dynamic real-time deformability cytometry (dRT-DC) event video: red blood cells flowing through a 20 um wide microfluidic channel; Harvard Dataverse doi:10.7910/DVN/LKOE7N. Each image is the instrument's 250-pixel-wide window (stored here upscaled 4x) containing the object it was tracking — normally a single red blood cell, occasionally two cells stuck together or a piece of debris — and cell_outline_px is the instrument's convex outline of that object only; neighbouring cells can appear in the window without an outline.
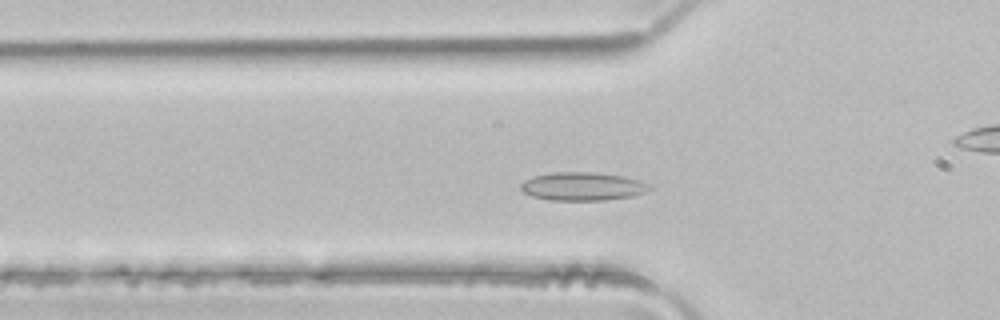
{"species": "common noctule bat (a hibernating species)", "species_latin": "Nyctalus noctula", "temperature_condition": "room temperature", "stored_images_in_passage": 46, "camera_frame_rate_fps": 3000, "um_per_image_px": 0.085, "animal": {"sex": "male", "body_mass_g": 21.5, "forearm_length_mm": 52.0}, "frame": {"image": 1, "passage_image": 12, "time_ms": 3.667, "image_size_px": [1000, 320], "cell_outline_px": [[652, 188], [644, 192], [632, 196], [604, 200], [548, 200], [532, 196], [524, 192], [520, 188], [520, 184], [524, 180], [532, 176], [556, 172], [592, 172], [624, 176], [648, 184]], "centroid_in_image_um": [49.47, 15.84], "position_along_channel_um": 76.3, "area_um2": 21.1}}
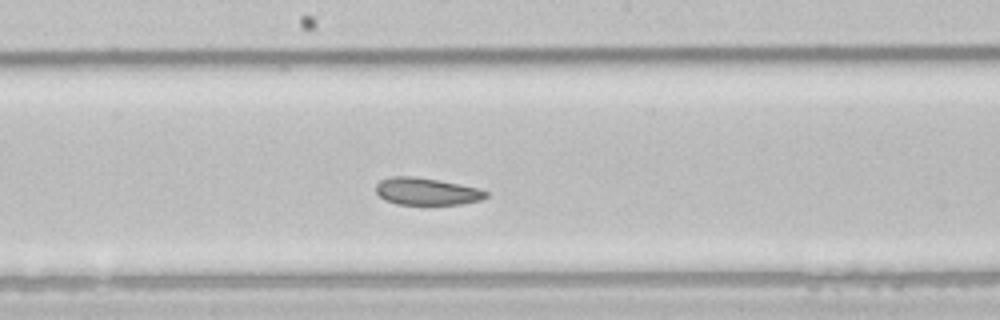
{"frame": {"image": 2, "passage_image": 22, "time_ms": 7.0, "image_size_px": [1000, 320], "cell_outline_px": [[488, 196], [480, 200], [460, 204], [396, 204], [384, 200], [376, 192], [376, 184], [380, 180], [392, 176], [412, 176], [460, 184], [480, 188], [488, 192]], "centroid_in_image_um": [36.25, 16.27], "position_along_channel_um": 211.9, "area_um2": 17.4}}
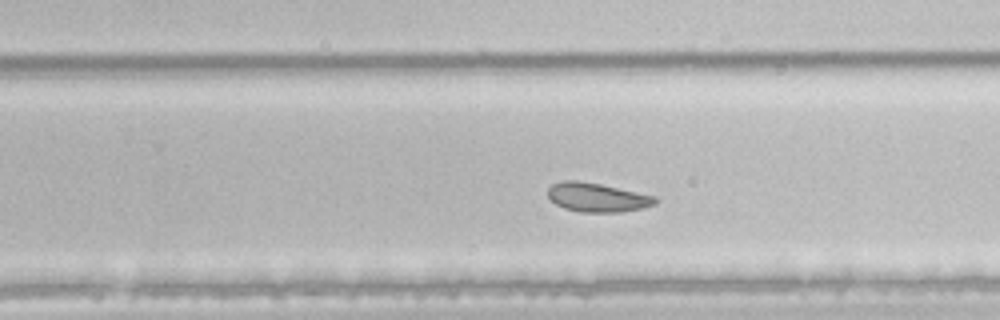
{"frame": {"image": 3, "passage_image": 27, "time_ms": 8.667, "image_size_px": [1000, 320], "cell_outline_px": [[656, 204], [644, 208], [620, 212], [580, 212], [564, 208], [556, 204], [548, 196], [548, 188], [552, 184], [564, 180], [576, 180], [600, 184], [656, 196]], "centroid_in_image_um": [50.76, 16.78], "position_along_channel_um": 279.0, "area_um2": 18.09}, "authors_computed_cell_mechanics": {"area_um2": 20.8658, "velocity_mm_per_s": 4.0556, "shape_relaxation_time_tau1_ms": 7.1441, "shape_relaxation_time_tau2_ms": 3.8841, "deformation_change_tau1": 0.1075, "deformation_change_tau2": 0.0818}}